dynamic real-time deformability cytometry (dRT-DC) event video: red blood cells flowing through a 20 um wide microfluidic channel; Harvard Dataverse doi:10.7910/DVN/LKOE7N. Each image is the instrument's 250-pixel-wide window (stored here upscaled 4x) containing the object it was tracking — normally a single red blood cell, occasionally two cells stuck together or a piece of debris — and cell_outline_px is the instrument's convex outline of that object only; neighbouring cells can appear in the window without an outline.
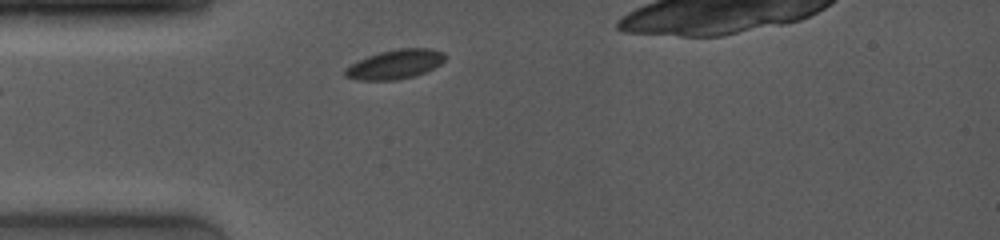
{"species": "common noctule bat (a hibernating species)", "species_latin": "Nyctalus noctula", "temperature_condition": "room temperature", "stored_images_in_passage": 2, "camera_frame_rate_fps": 4000, "um_per_image_px": 0.085, "animal": {"sex": "female", "body_mass_g": 19.0, "forearm_length_mm": 53.3}, "frame": {"image": 1, "passage_image": 2, "time_ms": 1.0, "image_size_px": [1000, 240], "cell_outline_px": [[444, 60], [440, 64], [416, 76], [396, 80], [356, 80], [344, 76], [344, 68], [368, 56], [380, 52], [400, 48], [432, 48], [444, 52]], "centroid_in_image_um": [33.57, 5.47], "position_along_channel_um": 51.4, "area_um2": 16.99}}